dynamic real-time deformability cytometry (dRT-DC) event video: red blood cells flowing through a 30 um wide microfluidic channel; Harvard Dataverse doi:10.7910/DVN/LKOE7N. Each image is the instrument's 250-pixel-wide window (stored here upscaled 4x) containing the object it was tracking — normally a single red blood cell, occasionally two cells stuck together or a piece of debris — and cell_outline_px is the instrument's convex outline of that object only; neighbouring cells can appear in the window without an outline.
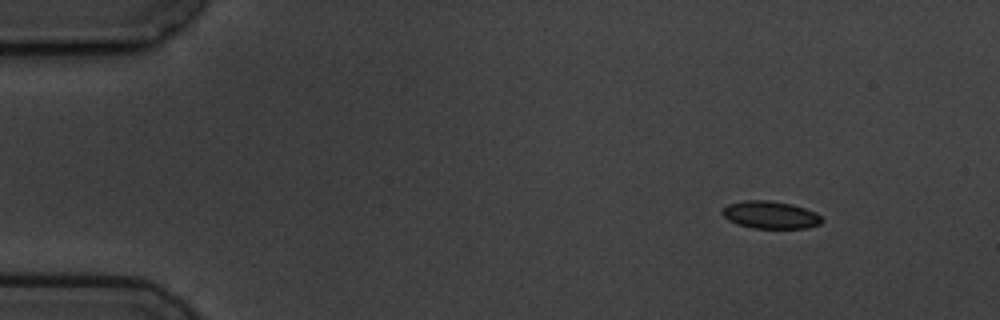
{"species": "common noctule bat (a hibernating species)", "species_latin": "Nyctalus noctula", "temperature_condition": "cold", "stored_images_in_passage": 4, "camera_frame_rate_fps": 3000, "um_per_image_px": 0.085, "animal": {"sex": "male", "body_mass_g": 19.5, "forearm_length_mm": 54.6}, "frame": {"image": 1, "passage_image": 1, "time_ms": 0.0, "image_size_px": [1000, 320], "cell_outline_px": [[824, 220], [820, 224], [808, 228], [752, 228], [736, 224], [728, 220], [720, 212], [728, 204], [744, 200], [768, 200], [792, 204], [816, 212]], "centroid_in_image_um": [65.48, 18.27], "position_along_channel_um": 19.5, "area_um2": 16.07}}
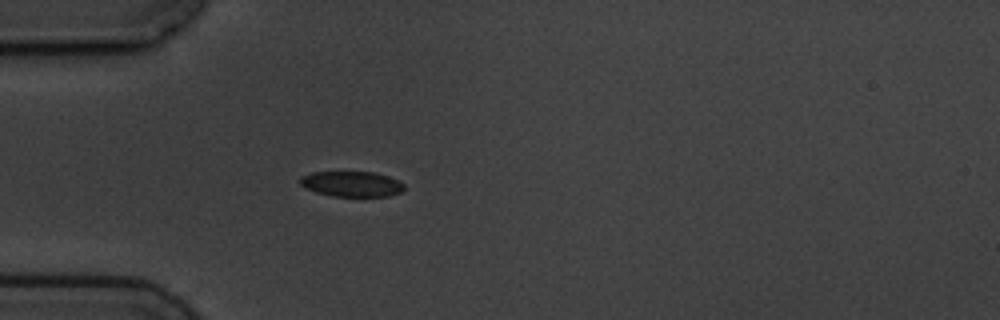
{"frame": {"image": 2, "passage_image": 4, "time_ms": 3.333, "image_size_px": [1000, 320], "cell_outline_px": [[404, 188], [400, 192], [388, 196], [332, 196], [316, 192], [304, 188], [300, 184], [300, 176], [312, 172], [372, 172], [388, 176], [404, 184]], "centroid_in_image_um": [29.85, 15.63], "position_along_channel_um": 55.2, "area_um2": 15.32}}